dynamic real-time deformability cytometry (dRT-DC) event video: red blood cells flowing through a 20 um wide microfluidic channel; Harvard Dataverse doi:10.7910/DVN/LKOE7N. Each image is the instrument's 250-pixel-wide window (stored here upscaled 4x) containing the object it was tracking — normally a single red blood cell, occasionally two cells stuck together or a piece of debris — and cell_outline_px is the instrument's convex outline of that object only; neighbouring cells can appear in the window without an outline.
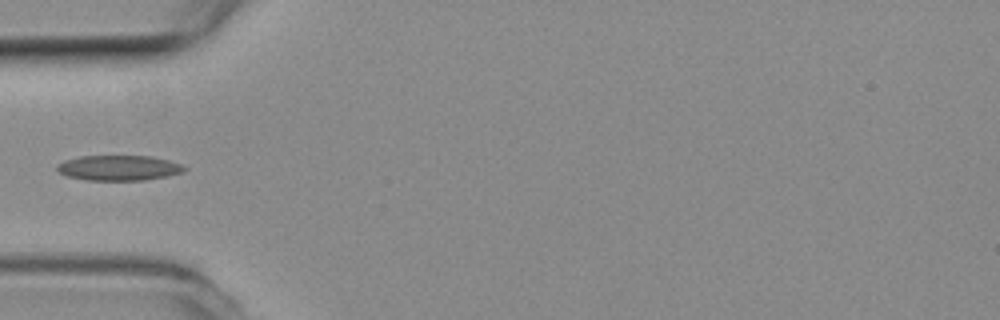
{"species": "common noctule bat (a hibernating species)", "species_latin": "Nyctalus noctula", "temperature_condition": "room temperature", "stored_images_in_passage": 5, "camera_frame_rate_fps": 3000, "um_per_image_px": 0.085, "animal": {"sex": "female", "body_mass_g": 19.3, "forearm_length_mm": 54.1}, "frame": {"image": 1, "passage_image": 4, "time_ms": 1.0, "image_size_px": [1000, 320], "cell_outline_px": [[188, 168], [184, 172], [168, 176], [144, 180], [88, 180], [64, 176], [56, 168], [56, 164], [64, 160], [80, 156], [148, 156], [168, 160], [184, 164]], "centroid_in_image_um": [10.11, 14.27], "position_along_channel_um": 74.9, "area_um2": 18.9}}
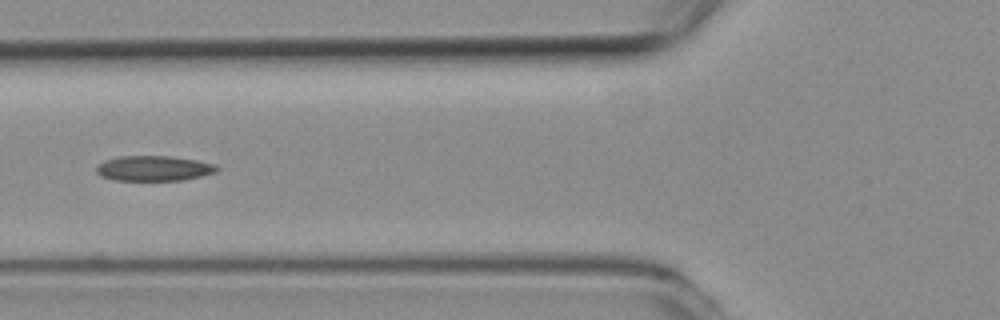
{"frame": {"image": 2, "passage_image": 5, "time_ms": 1.333, "image_size_px": [1000, 320], "cell_outline_px": [[220, 168], [216, 172], [184, 180], [112, 180], [100, 176], [96, 172], [96, 168], [104, 160], [120, 156], [168, 156], [196, 160], [216, 164]], "centroid_in_image_um": [13.07, 14.31], "position_along_channel_um": 112.7, "area_um2": 17.69}}